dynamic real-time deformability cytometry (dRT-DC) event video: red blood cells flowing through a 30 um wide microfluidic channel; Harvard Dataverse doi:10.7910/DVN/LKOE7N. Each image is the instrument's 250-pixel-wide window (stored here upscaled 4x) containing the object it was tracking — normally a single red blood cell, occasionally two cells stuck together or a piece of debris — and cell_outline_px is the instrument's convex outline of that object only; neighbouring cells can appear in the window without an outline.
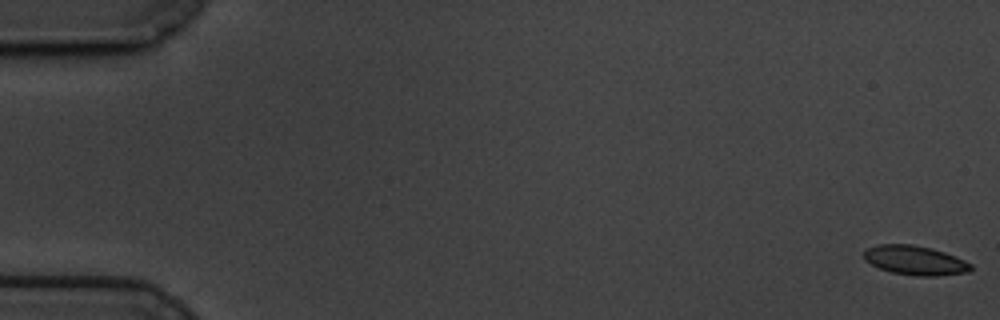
{"species": "common noctule bat (a hibernating species)", "species_latin": "Nyctalus noctula", "temperature_condition": "cold", "stored_images_in_passage": 60, "camera_frame_rate_fps": 3000, "um_per_image_px": 0.085, "animal": {"sex": "male", "body_mass_g": 19.5, "forearm_length_mm": 54.6}, "frame": {"image": 1, "passage_image": 1, "time_ms": 0.0, "image_size_px": [1000, 320], "cell_outline_px": [[972, 268], [968, 272], [936, 276], [916, 276], [892, 272], [880, 268], [864, 260], [864, 252], [868, 248], [880, 244], [912, 244], [932, 248], [956, 256], [972, 264]], "centroid_in_image_um": [77.8, 22.12], "position_along_channel_um": 7.2, "area_um2": 18.21}}
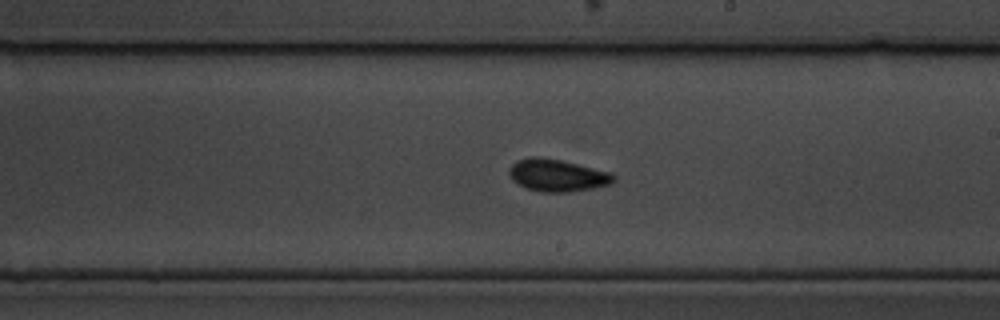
{"frame": {"image": 2, "passage_image": 35, "time_ms": 11.333, "image_size_px": [1000, 320], "cell_outline_px": [[616, 180], [612, 184], [592, 188], [568, 192], [540, 192], [524, 188], [512, 180], [508, 172], [508, 168], [516, 160], [532, 156], [540, 156], [560, 160], [612, 172], [616, 176]], "centroid_in_image_um": [47.36, 14.9], "position_along_channel_um": 241.6, "area_um2": 19.94}}
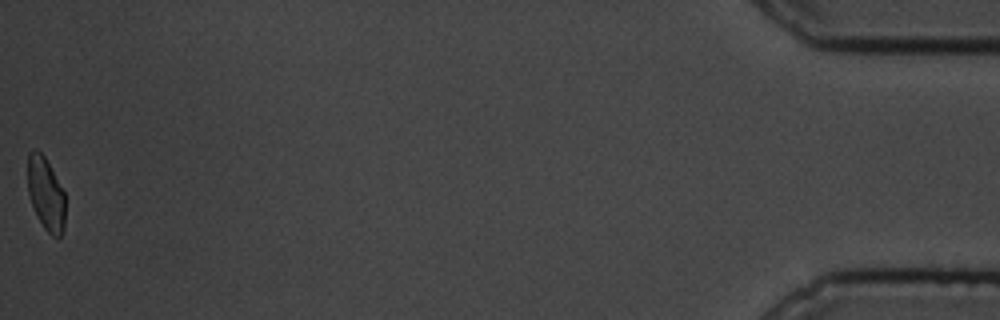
{"frame": {"image": 3, "passage_image": 60, "time_ms": 19.667, "image_size_px": [1000, 320], "cell_outline_px": [[64, 228], [60, 236], [52, 236], [44, 228], [32, 204], [28, 192], [28, 152], [32, 148], [36, 148], [44, 156], [64, 192]], "centroid_in_image_um": [3.88, 16.44], "position_along_channel_um": 431.3, "area_um2": 15.66}, "authors_computed_cell_mechanics": {"area_um2": 18.0914, "velocity_mm_per_s": 3.3943, "shape_relaxation_time_tau1_ms": 2.7239, "shape_relaxation_time_tau2_ms": 1.8542, "deformation_change_tau1": 0.0785, "deformation_change_tau2": 0.0597}}